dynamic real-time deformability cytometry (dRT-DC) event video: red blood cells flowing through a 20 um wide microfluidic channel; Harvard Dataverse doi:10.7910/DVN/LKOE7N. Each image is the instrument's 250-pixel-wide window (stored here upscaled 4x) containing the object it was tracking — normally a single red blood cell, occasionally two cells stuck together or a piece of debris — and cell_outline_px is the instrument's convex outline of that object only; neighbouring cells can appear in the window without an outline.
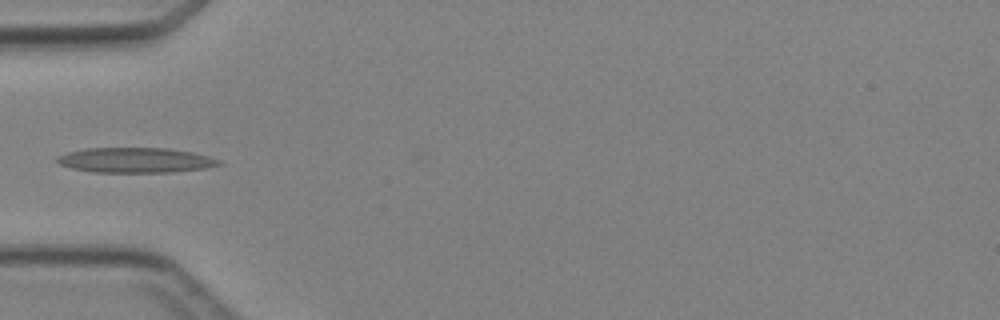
{"species": "Egyptian fruit bat (a non-hibernating species)", "species_latin": "Rousettus aegyptiacus", "temperature_condition": "cold", "stored_images_in_passage": 6, "camera_frame_rate_fps": 3000, "um_per_image_px": 0.085, "animal": {"sex": "female"}, "frame": {"image": 1, "passage_image": 5, "time_ms": 5.667, "image_size_px": [1000, 320], "cell_outline_px": [[224, 164], [208, 168], [172, 172], [92, 172], [72, 168], [60, 164], [52, 160], [56, 156], [68, 152], [88, 148], [168, 148], [192, 152], [208, 156], [220, 160]], "centroid_in_image_um": [11.52, 13.61], "position_along_channel_um": 73.5, "area_um2": 23.81}}
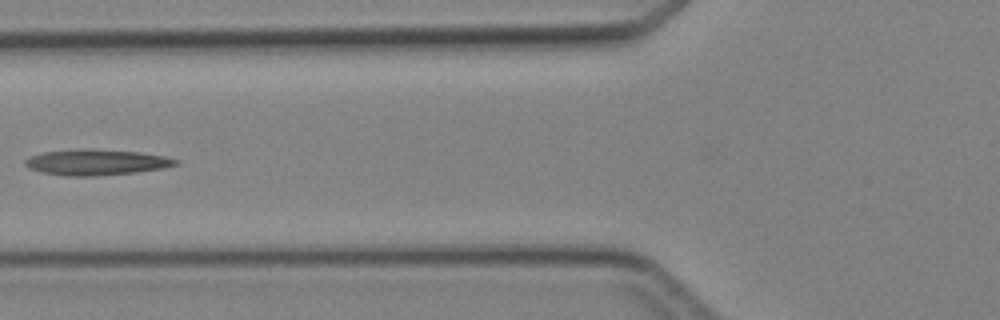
{"frame": {"image": 2, "passage_image": 6, "time_ms": 6.667, "image_size_px": [1000, 320], "cell_outline_px": [[180, 164], [164, 168], [136, 172], [96, 176], [64, 176], [40, 172], [28, 168], [24, 164], [24, 160], [28, 156], [44, 152], [80, 148], [92, 148], [140, 152], [164, 156], [180, 160]], "centroid_in_image_um": [8.17, 13.78], "position_along_channel_um": 117.6, "area_um2": 23.06}}